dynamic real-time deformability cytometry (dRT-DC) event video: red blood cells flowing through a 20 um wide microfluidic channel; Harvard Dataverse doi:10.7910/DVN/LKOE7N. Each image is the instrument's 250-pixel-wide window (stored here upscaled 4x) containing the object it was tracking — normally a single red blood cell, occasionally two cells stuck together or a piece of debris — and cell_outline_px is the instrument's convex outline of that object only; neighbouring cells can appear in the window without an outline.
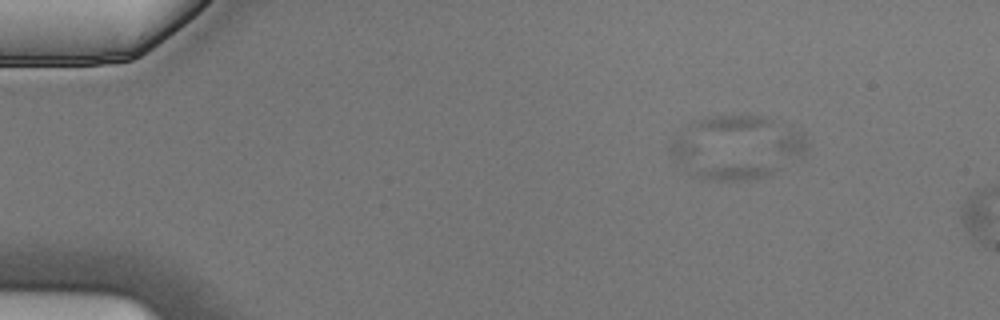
{"species": "Egyptian fruit bat (a non-hibernating species)", "species_latin": "Rousettus aegyptiacus", "temperature_condition": "cold", "stored_images_in_passage": 4, "camera_frame_rate_fps": 3000, "um_per_image_px": 0.085, "animal": {"sex": "male"}, "frame": {"image": 1, "passage_image": 3, "time_ms": 0.667, "image_size_px": [1000, 320], "cell_outline_px": [[776, 168], [772, 176], [756, 180], [708, 180], [692, 176], [672, 160], [668, 152], [668, 144], [680, 136], [684, 136], [776, 164]], "centroid_in_image_um": [60.95, 13.74], "position_along_channel_um": 24.1, "area_um2": 21.56}}